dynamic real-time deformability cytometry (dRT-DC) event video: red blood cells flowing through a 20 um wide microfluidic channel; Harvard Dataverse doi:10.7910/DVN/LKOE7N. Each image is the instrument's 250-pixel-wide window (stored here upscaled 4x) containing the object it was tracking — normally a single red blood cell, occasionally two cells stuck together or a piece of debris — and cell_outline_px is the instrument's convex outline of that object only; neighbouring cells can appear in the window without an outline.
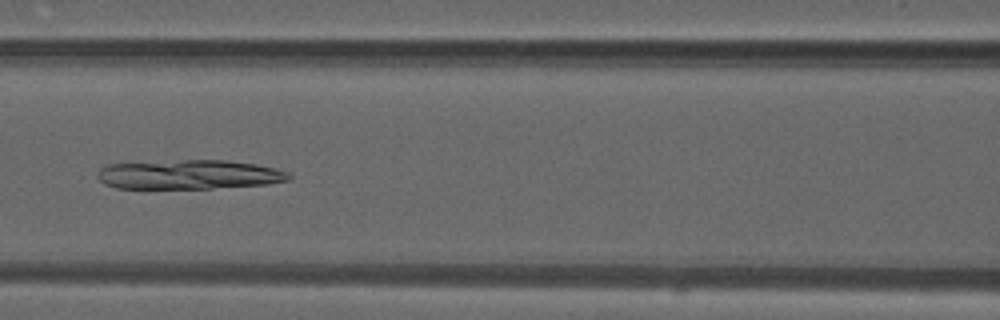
{"species": "common noctule bat (a hibernating species)", "species_latin": "Nyctalus noctula", "temperature_condition": "warm", "stored_images_in_passage": 50, "camera_frame_rate_fps": 3000, "um_per_image_px": 0.085, "animal": {"sex": "male", "forearm_length_mm": 52.5}, "frame": {"image": 1, "passage_image": 22, "time_ms": 7.0, "image_size_px": [1000, 320], "cell_outline_px": [[292, 176], [288, 180], [268, 184], [212, 188], [116, 188], [104, 184], [96, 176], [96, 172], [100, 168], [108, 164], [184, 160], [224, 160], [256, 164], [276, 168], [288, 172]], "centroid_in_image_um": [16.06, 14.83], "position_along_channel_um": 150.5, "area_um2": 32.71}}
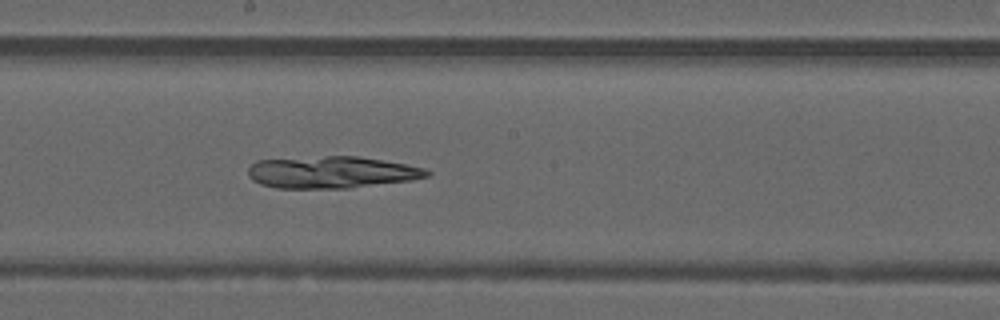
{"frame": {"image": 2, "passage_image": 27, "time_ms": 8.667, "image_size_px": [1000, 320], "cell_outline_px": [[432, 172], [428, 176], [412, 180], [348, 188], [276, 188], [260, 184], [252, 180], [248, 176], [248, 168], [256, 160], [328, 156], [360, 156], [384, 160], [424, 168]], "centroid_in_image_um": [28.17, 14.64], "position_along_channel_um": 220.0, "area_um2": 33.29}}
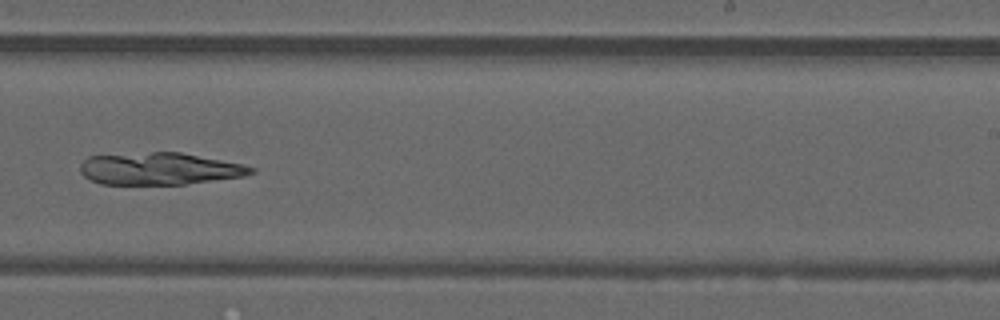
{"frame": {"image": 3, "passage_image": 31, "time_ms": 10.0, "image_size_px": [1000, 320], "cell_outline_px": [[256, 172], [244, 176], [184, 184], [100, 184], [84, 176], [80, 172], [80, 164], [88, 156], [152, 152], [180, 152], [244, 164], [256, 168]], "centroid_in_image_um": [13.57, 14.34], "position_along_channel_um": 275.4, "area_um2": 31.96}}